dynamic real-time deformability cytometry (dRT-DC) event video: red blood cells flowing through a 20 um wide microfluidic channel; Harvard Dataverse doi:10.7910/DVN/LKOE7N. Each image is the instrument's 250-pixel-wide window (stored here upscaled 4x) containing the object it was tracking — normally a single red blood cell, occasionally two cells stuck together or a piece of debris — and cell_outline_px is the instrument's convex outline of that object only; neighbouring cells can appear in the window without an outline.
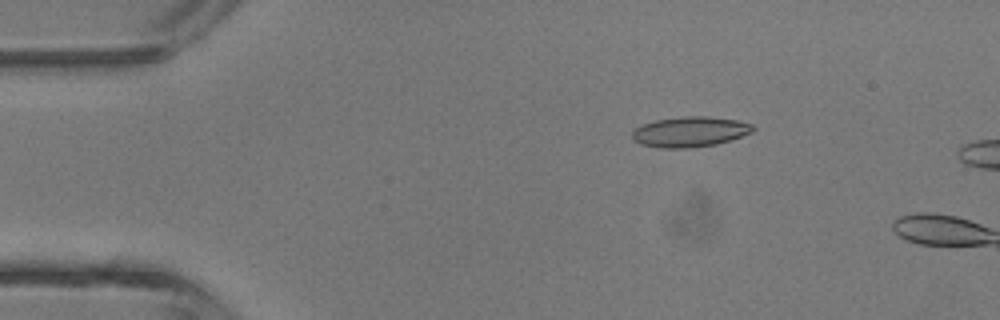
{"species": "common noctule bat (a hibernating species)", "species_latin": "Nyctalus noctula", "temperature_condition": "room temperature", "stored_images_in_passage": 4, "camera_frame_rate_fps": 3000, "um_per_image_px": 0.085, "animal": {"sex": "male", "body_mass_g": 13.3}, "frame": {"image": 1, "passage_image": 3, "time_ms": 2.333, "image_size_px": [1000, 320], "cell_outline_px": [[756, 128], [752, 132], [732, 140], [716, 144], [688, 148], [660, 148], [640, 144], [632, 140], [632, 132], [636, 128], [644, 124], [656, 120], [680, 116], [708, 116], [736, 120], [752, 124]], "centroid_in_image_um": [58.65, 11.2], "position_along_channel_um": 26.3, "area_um2": 21.44}}